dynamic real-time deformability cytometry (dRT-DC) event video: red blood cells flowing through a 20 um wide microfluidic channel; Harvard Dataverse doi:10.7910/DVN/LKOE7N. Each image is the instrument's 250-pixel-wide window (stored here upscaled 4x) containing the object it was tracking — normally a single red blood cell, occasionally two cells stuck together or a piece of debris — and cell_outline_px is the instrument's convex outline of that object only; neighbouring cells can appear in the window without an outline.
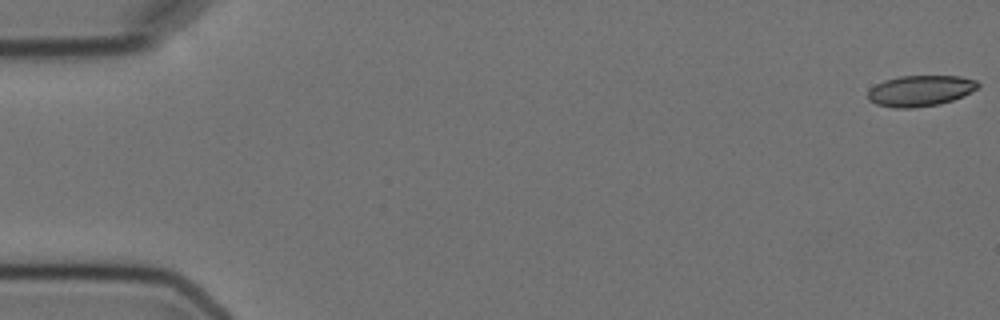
{"species": "Egyptian fruit bat (a non-hibernating species)", "species_latin": "Rousettus aegyptiacus", "temperature_condition": "cold", "stored_images_in_passage": 6, "camera_frame_rate_fps": 3000, "um_per_image_px": 0.085, "animal": {"sex": "female"}, "frame": {"image": 1, "passage_image": 1, "time_ms": 0.0, "image_size_px": [1000, 320], "cell_outline_px": [[980, 88], [964, 96], [940, 104], [912, 108], [896, 108], [876, 104], [868, 100], [868, 92], [876, 84], [884, 80], [900, 76], [960, 76], [976, 80], [980, 84]], "centroid_in_image_um": [78.26, 7.71], "position_along_channel_um": 6.7, "area_um2": 19.94}}
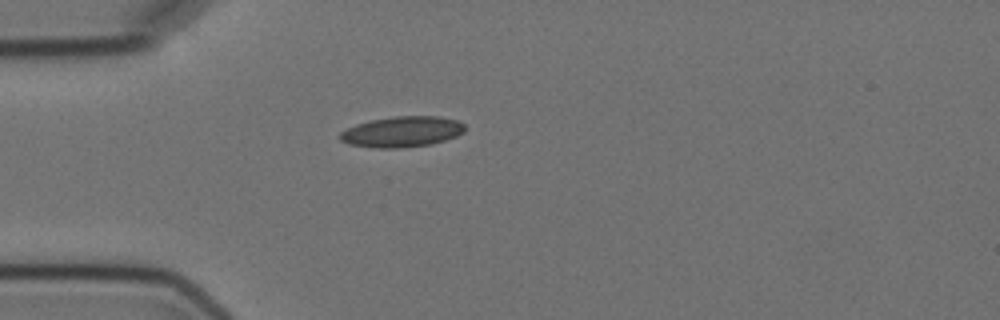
{"frame": {"image": 2, "passage_image": 5, "time_ms": 5.0, "image_size_px": [1000, 320], "cell_outline_px": [[464, 132], [456, 136], [432, 144], [400, 148], [376, 148], [348, 144], [340, 140], [340, 132], [356, 124], [372, 120], [396, 116], [440, 116], [456, 120], [464, 124]], "centroid_in_image_um": [34.17, 11.2], "position_along_channel_um": 50.8, "area_um2": 22.25}}